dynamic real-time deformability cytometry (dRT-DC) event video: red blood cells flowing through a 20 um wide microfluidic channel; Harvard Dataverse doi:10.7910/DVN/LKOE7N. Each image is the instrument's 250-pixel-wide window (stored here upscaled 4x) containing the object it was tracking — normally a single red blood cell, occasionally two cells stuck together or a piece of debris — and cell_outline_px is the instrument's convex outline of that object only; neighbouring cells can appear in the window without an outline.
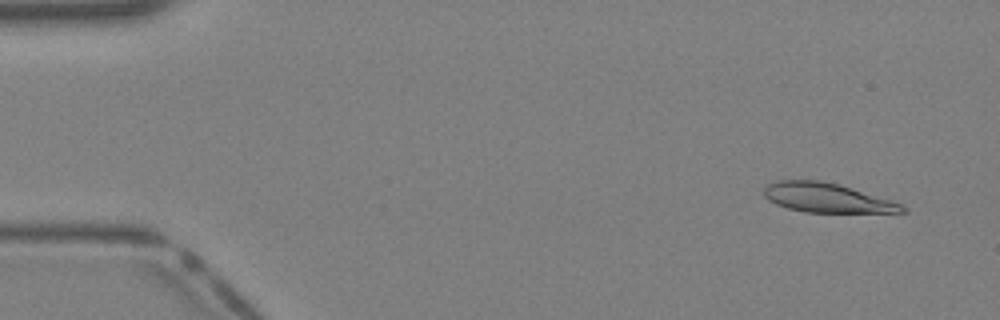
{"species": "Egyptian fruit bat (a non-hibernating species)", "species_latin": "Rousettus aegyptiacus", "temperature_condition": "warm", "stored_images_in_passage": 40, "segment_of_instrument_passage": [1, 2], "camera_frame_rate_fps": 3000, "um_per_image_px": 0.085, "animal": {"sex": "female"}, "frame": {"image": 1, "passage_image": 2, "time_ms": 0.333, "image_size_px": [1000, 320], "cell_outline_px": [[908, 212], [804, 212], [788, 208], [776, 204], [768, 200], [764, 196], [764, 188], [768, 184], [776, 180], [820, 180], [836, 184], [888, 200], [900, 204], [908, 208]], "centroid_in_image_um": [70.21, 16.82], "position_along_channel_um": 14.8, "area_um2": 23.12}}
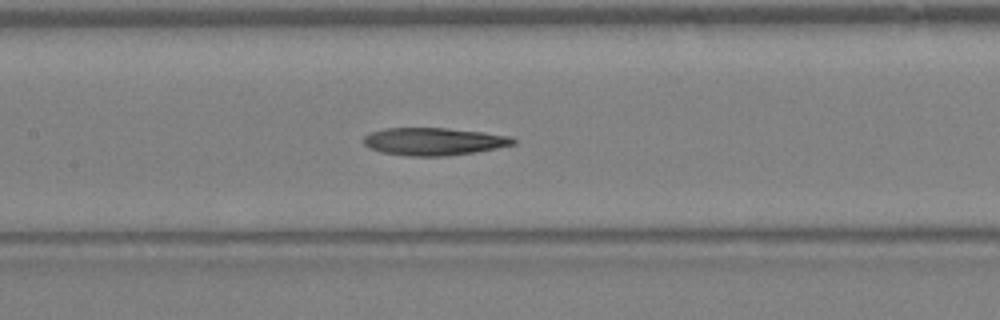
{"frame": {"image": 2, "passage_image": 18, "time_ms": 5.667, "image_size_px": [1000, 320], "cell_outline_px": [[516, 144], [476, 152], [444, 156], [412, 156], [380, 152], [368, 148], [364, 144], [364, 136], [368, 132], [384, 128], [448, 128], [484, 132], [508, 136], [516, 140]], "centroid_in_image_um": [36.84, 12.02], "position_along_channel_um": 170.6, "area_um2": 24.16}}
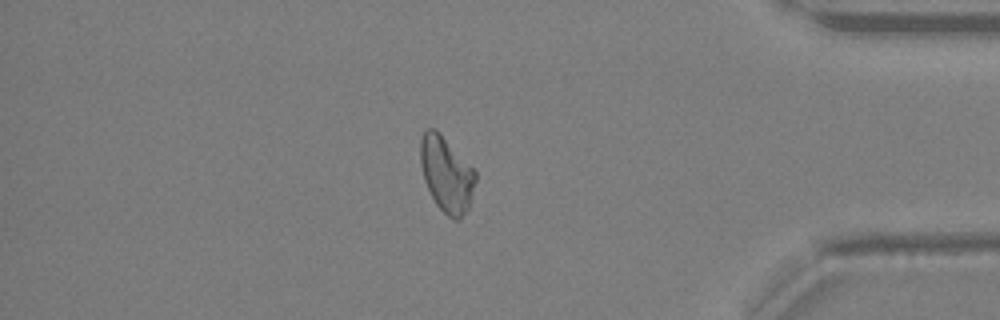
{"frame": {"image": 3, "passage_image": 33, "time_ms": 10.667, "image_size_px": [1000, 320], "cell_outline_px": [[476, 180], [468, 208], [460, 220], [452, 220], [436, 204], [424, 180], [420, 164], [420, 140], [424, 128], [436, 128], [440, 132], [476, 172]], "centroid_in_image_um": [37.93, 14.79], "position_along_channel_um": 397.3, "area_um2": 24.16}}